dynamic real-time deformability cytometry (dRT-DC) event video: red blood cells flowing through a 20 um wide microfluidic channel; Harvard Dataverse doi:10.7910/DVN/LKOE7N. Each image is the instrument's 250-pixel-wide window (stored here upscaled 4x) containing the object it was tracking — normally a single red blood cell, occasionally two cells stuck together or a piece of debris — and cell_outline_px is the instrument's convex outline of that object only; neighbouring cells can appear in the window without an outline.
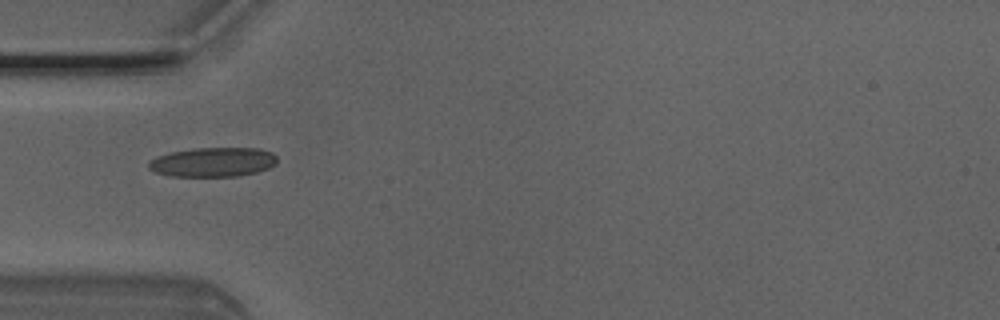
{"species": "Egyptian fruit bat (a non-hibernating species)", "species_latin": "Rousettus aegyptiacus", "temperature_condition": "room temperature", "stored_images_in_passage": 4, "camera_frame_rate_fps": 3000, "um_per_image_px": 0.085, "animal": {"sex": "male"}, "frame": {"image": 1, "passage_image": 4, "time_ms": 1.0, "image_size_px": [1000, 320], "cell_outline_px": [[276, 164], [268, 168], [256, 172], [236, 176], [172, 176], [156, 172], [148, 168], [148, 160], [156, 156], [172, 152], [192, 148], [260, 148], [272, 152], [276, 156]], "centroid_in_image_um": [18.09, 13.77], "position_along_channel_um": 66.9, "area_um2": 22.02}}